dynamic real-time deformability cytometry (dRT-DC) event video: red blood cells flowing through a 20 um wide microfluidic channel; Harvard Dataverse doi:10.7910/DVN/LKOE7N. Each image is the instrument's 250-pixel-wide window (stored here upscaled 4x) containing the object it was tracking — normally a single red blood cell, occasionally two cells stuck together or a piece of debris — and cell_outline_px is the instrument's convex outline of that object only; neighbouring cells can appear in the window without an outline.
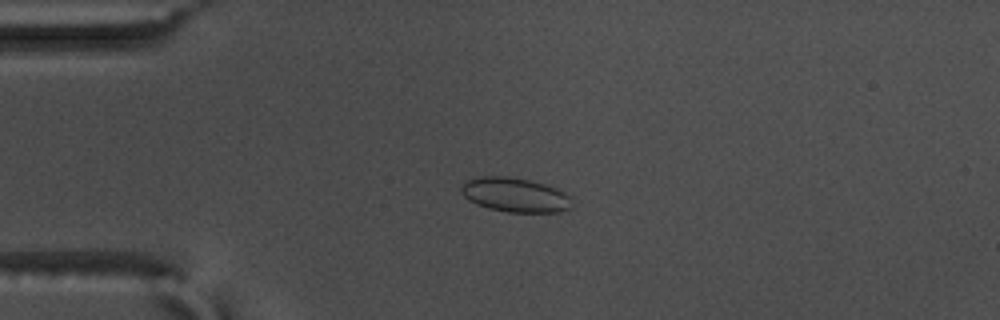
{"species": "common noctule bat (a hibernating species)", "species_latin": "Nyctalus noctula", "temperature_condition": "warm", "stored_images_in_passage": 57, "camera_frame_rate_fps": 3000, "um_per_image_px": 0.085, "animal": {"sex": "male", "body_mass_g": 17.5, "forearm_length_mm": 52.3}, "frame": {"image": 1, "passage_image": 15, "time_ms": 4.667, "image_size_px": [1000, 320], "cell_outline_px": [[572, 204], [568, 208], [560, 212], [508, 212], [488, 208], [476, 204], [468, 200], [460, 192], [460, 184], [464, 180], [472, 176], [508, 176], [528, 180], [544, 184], [556, 188], [564, 192], [568, 196]], "centroid_in_image_um": [43.68, 16.55], "position_along_channel_um": 41.3, "area_um2": 22.37}}
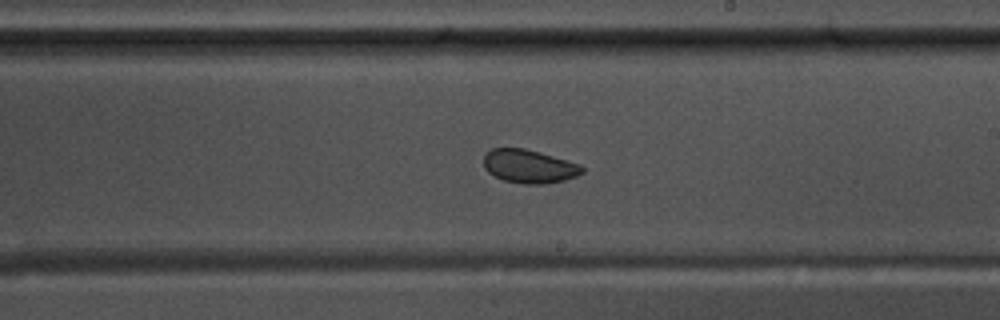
{"frame": {"image": 2, "passage_image": 34, "time_ms": 11.0, "image_size_px": [1000, 320], "cell_outline_px": [[584, 172], [576, 176], [564, 180], [544, 184], [520, 184], [504, 180], [488, 172], [484, 168], [484, 156], [492, 148], [524, 148], [580, 164], [584, 168]], "centroid_in_image_um": [44.97, 14.15], "position_along_channel_um": 244.0, "area_um2": 19.07}}
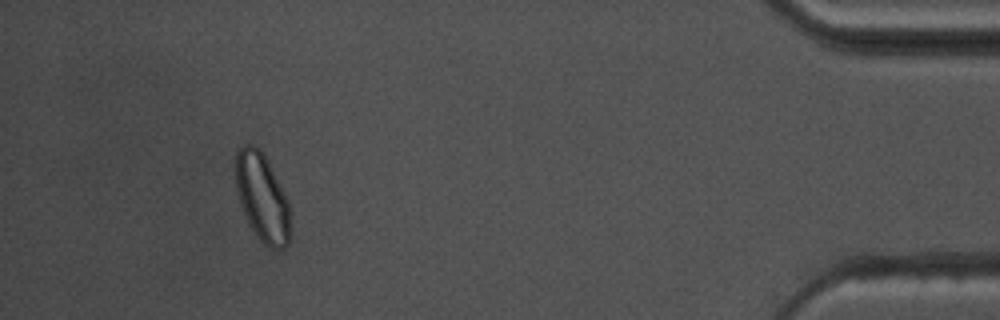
{"frame": {"image": 3, "passage_image": 53, "time_ms": 17.333, "image_size_px": [1000, 320], "cell_outline_px": [[292, 236], [288, 244], [284, 248], [272, 248], [264, 244], [256, 236], [248, 224], [240, 204], [236, 192], [236, 152], [244, 144], [252, 144], [260, 148], [268, 160], [288, 200]], "centroid_in_image_um": [22.3, 16.81], "position_along_channel_um": 412.9, "area_um2": 28.5}, "authors_computed_cell_mechanics": {"area_um2": 22.3686, "velocity_mm_per_s": 3.6431, "shape_relaxation_time_tau1_ms": null, "shape_relaxation_time_tau2_ms": 2.1056, "deformation_change_tau1": null, "deformation_change_tau2": 0.0582}}